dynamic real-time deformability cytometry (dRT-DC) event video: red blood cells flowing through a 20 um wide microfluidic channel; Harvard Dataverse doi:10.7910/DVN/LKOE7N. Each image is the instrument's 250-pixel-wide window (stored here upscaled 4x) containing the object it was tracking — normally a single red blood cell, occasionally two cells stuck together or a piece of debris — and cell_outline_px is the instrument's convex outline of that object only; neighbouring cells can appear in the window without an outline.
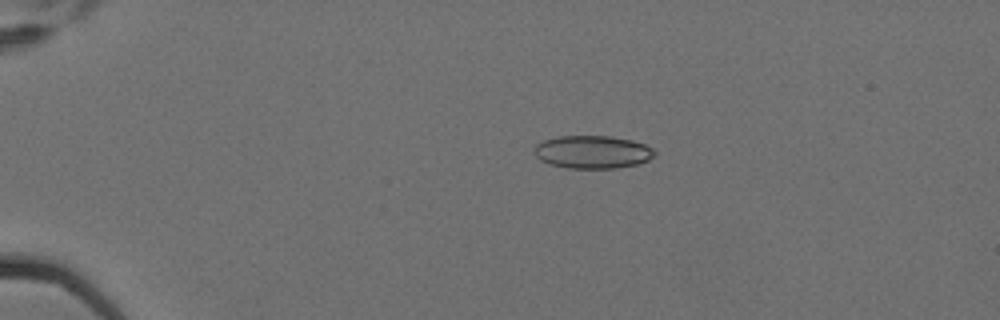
{"species": "Egyptian fruit bat (a non-hibernating species)", "species_latin": "Rousettus aegyptiacus", "temperature_condition": "cold", "stored_images_in_passage": 6, "camera_frame_rate_fps": 3000, "um_per_image_px": 0.085, "animal": {"sex": "female"}, "frame": {"image": 1, "passage_image": 3, "time_ms": 0.667, "image_size_px": [1000, 320], "cell_outline_px": [[656, 156], [648, 160], [636, 164], [616, 168], [568, 168], [548, 164], [540, 160], [536, 156], [532, 148], [536, 144], [544, 140], [556, 136], [612, 136], [632, 140], [644, 144], [652, 148], [656, 152]], "centroid_in_image_um": [50.34, 12.91], "position_along_channel_um": 34.7, "area_um2": 23.29}}
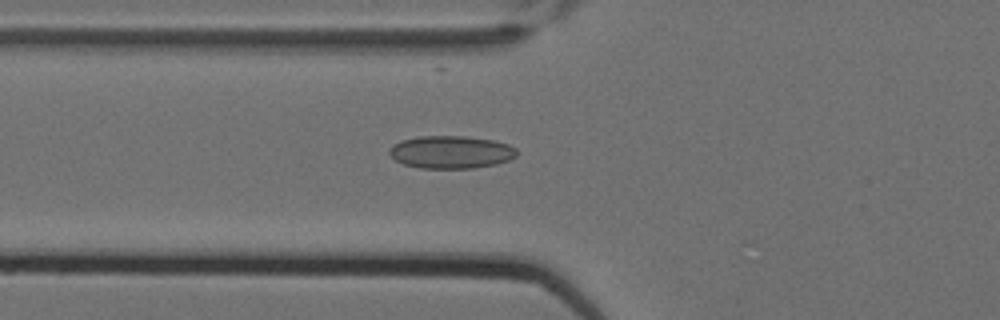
{"frame": {"image": 2, "passage_image": 6, "time_ms": 1.667, "image_size_px": [1000, 320], "cell_outline_px": [[516, 156], [508, 160], [496, 164], [472, 168], [420, 168], [404, 164], [396, 160], [388, 152], [388, 148], [392, 144], [404, 140], [420, 136], [464, 136], [492, 140], [508, 144], [516, 148]], "centroid_in_image_um": [38.32, 12.93], "position_along_channel_um": 87.5, "area_um2": 24.16}}